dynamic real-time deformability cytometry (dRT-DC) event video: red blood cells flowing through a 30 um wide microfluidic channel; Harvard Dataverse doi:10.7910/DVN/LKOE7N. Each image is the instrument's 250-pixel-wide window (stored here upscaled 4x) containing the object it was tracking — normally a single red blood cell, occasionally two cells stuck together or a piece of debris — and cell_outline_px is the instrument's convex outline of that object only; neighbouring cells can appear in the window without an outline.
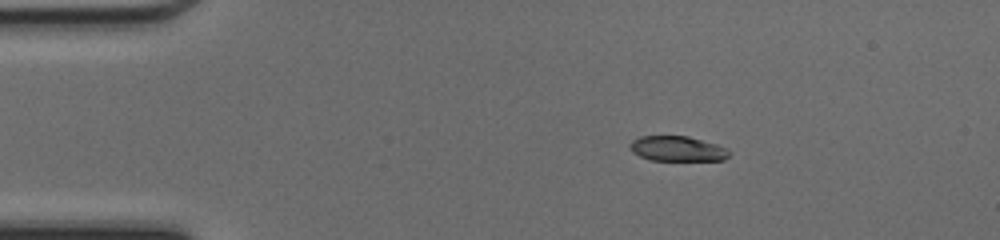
{"species": "common noctule bat (a hibernating species)", "species_latin": "Nyctalus noctula", "temperature_condition": "cold", "stored_images_in_passage": 48, "camera_frame_rate_fps": 3000, "um_per_image_px": 0.085, "animal": {"sex": "female", "body_mass_g": 17.0, "forearm_length_mm": 48.0}, "frame": {"image": 1, "passage_image": 8, "time_ms": 2.333, "image_size_px": [1000, 240], "cell_outline_px": [[732, 152], [724, 160], [652, 160], [640, 156], [632, 152], [628, 148], [628, 144], [632, 140], [640, 136], [688, 136], [716, 144]], "centroid_in_image_um": [57.54, 12.63], "position_along_channel_um": 27.5, "area_um2": 14.51}}
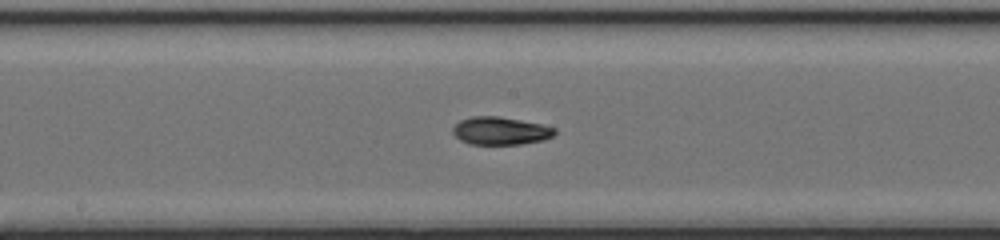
{"frame": {"image": 2, "passage_image": 25, "time_ms": 8.0, "image_size_px": [1000, 240], "cell_outline_px": [[556, 132], [552, 136], [544, 140], [520, 144], [468, 144], [460, 140], [452, 132], [452, 128], [460, 120], [472, 116], [500, 116], [540, 124], [556, 128]], "centroid_in_image_um": [42.52, 11.12], "position_along_channel_um": 205.7, "area_um2": 16.53}}
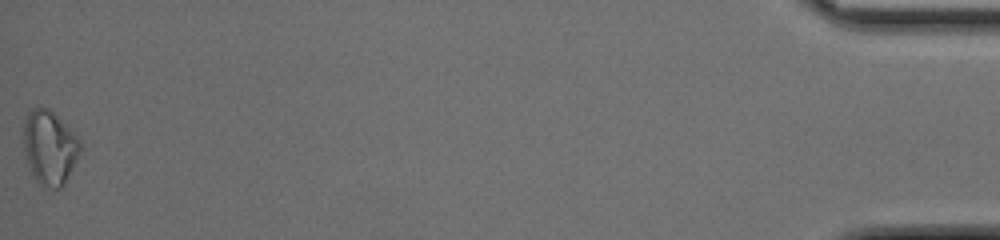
{"frame": {"image": 3, "passage_image": 48, "time_ms": 15.667, "image_size_px": [1000, 240], "cell_outline_px": [[80, 148], [76, 160], [64, 184], [60, 188], [44, 188], [36, 180], [28, 164], [24, 152], [24, 120], [28, 112], [32, 108], [44, 108], [52, 112], [76, 136], [80, 144]], "centroid_in_image_um": [4.18, 12.56], "position_along_channel_um": 431.0, "area_um2": 23.81}, "authors_computed_cell_mechanics": {"area_um2": 16.5597, "velocity_mm_per_s": 4.2818, "shape_relaxation_time_tau1_ms": 3.4654, "shape_relaxation_time_tau2_ms": 3.6703, "deformation_change_tau1": 0.1599, "deformation_change_tau2": 0.0702}}